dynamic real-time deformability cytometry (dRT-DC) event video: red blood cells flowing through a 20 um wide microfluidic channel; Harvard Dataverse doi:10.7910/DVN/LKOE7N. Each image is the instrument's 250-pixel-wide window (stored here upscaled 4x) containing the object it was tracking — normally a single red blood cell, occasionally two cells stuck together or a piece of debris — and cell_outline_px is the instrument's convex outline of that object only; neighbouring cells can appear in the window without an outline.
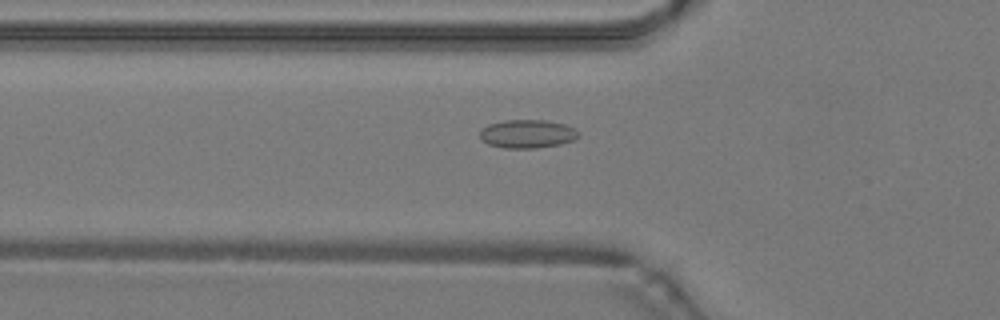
{"species": "common noctule bat (a hibernating species)", "species_latin": "Nyctalus noctula", "temperature_condition": "warm", "stored_images_in_passage": 48, "camera_frame_rate_fps": 3000, "um_per_image_px": 0.085, "animal": {"sex": "male", "body_mass_g": 19.2, "forearm_length_mm": 51.8}, "frame": {"image": 1, "passage_image": 17, "time_ms": 5.333, "image_size_px": [1000, 320], "cell_outline_px": [[580, 136], [576, 140], [560, 144], [536, 148], [504, 148], [488, 144], [480, 136], [480, 128], [488, 124], [504, 120], [544, 120], [564, 124], [572, 128]], "centroid_in_image_um": [44.8, 11.38], "position_along_channel_um": 81.0, "area_um2": 16.3}}
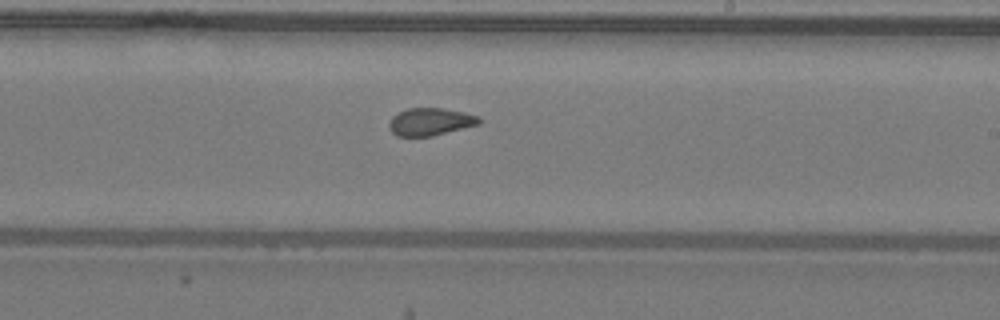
{"frame": {"image": 2, "passage_image": 29, "time_ms": 9.333, "image_size_px": [1000, 320], "cell_outline_px": [[480, 124], [432, 136], [396, 136], [388, 128], [388, 124], [392, 116], [396, 112], [408, 108], [440, 108], [464, 112], [480, 116]], "centroid_in_image_um": [36.55, 10.34], "position_along_channel_um": 252.5, "area_um2": 14.57}}
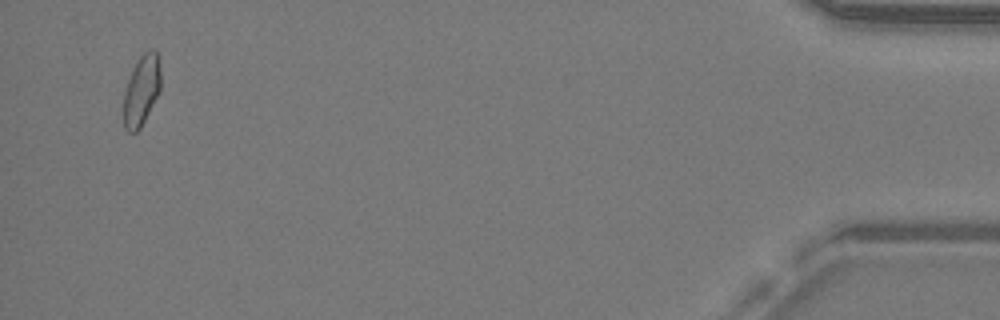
{"frame": {"image": 3, "passage_image": 47, "time_ms": 15.333, "image_size_px": [1000, 320], "cell_outline_px": [[160, 92], [140, 128], [136, 132], [128, 132], [124, 128], [124, 92], [132, 68], [140, 56], [144, 52], [152, 48], [156, 52], [160, 68]], "centroid_in_image_um": [12.03, 7.68], "position_along_channel_um": 423.2, "area_um2": 15.2}, "authors_computed_cell_mechanics": {"area_um2": 15.1725, "velocity_mm_per_s": 4.2635, "shape_relaxation_time_tau1_ms": null, "shape_relaxation_time_tau2_ms": 1.7513, "deformation_change_tau1": null, "deformation_change_tau2": 0.0718}}